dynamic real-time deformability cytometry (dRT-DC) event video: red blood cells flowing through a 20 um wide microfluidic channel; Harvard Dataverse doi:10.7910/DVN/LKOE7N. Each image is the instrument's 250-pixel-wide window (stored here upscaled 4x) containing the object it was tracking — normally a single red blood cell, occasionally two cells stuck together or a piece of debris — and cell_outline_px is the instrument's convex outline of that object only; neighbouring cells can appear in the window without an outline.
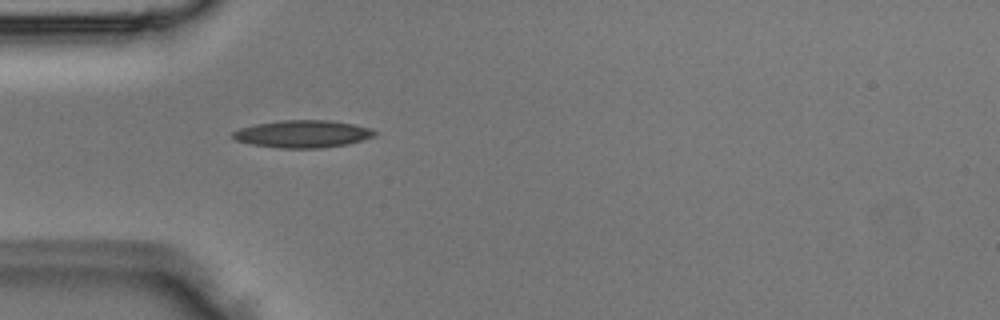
{"species": "Egyptian fruit bat (a non-hibernating species)", "species_latin": "Rousettus aegyptiacus", "temperature_condition": "room temperature", "stored_images_in_passage": 5, "camera_frame_rate_fps": 3000, "um_per_image_px": 0.085, "animal": {"sex": "male"}, "frame": {"image": 1, "passage_image": 4, "time_ms": 1.0, "image_size_px": [1000, 320], "cell_outline_px": [[376, 132], [372, 136], [348, 144], [320, 148], [280, 148], [252, 144], [236, 140], [232, 136], [232, 132], [240, 128], [252, 124], [280, 120], [328, 120], [352, 124], [372, 128]], "centroid_in_image_um": [25.68, 11.37], "position_along_channel_um": 59.3, "area_um2": 22.54}}